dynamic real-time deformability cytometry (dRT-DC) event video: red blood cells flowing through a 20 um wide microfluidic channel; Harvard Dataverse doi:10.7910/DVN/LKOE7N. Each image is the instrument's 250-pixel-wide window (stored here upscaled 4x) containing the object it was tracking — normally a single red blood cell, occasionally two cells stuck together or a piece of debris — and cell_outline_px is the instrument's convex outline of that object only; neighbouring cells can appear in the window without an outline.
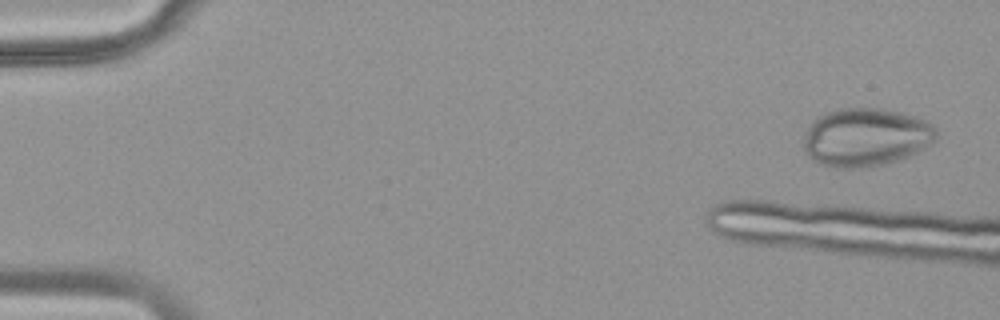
{"species": "common noctule bat (a hibernating species)", "species_latin": "Nyctalus noctula", "temperature_condition": "warm", "stored_images_in_passage": 8, "camera_frame_rate_fps": 3000, "um_per_image_px": 0.085, "animal": {"sex": "female", "body_mass_g": 18.4}, "frame": {"image": 1, "passage_image": 2, "time_ms": 0.333, "image_size_px": [1000, 320], "cell_outline_px": [[936, 140], [924, 148], [900, 160], [888, 164], [864, 168], [836, 168], [820, 164], [812, 160], [808, 156], [804, 148], [804, 136], [808, 128], [816, 116], [824, 112], [840, 108], [884, 108], [900, 112], [924, 120], [932, 124], [936, 132]], "centroid_in_image_um": [73.57, 11.67], "position_along_channel_um": 11.4, "area_um2": 45.43}}